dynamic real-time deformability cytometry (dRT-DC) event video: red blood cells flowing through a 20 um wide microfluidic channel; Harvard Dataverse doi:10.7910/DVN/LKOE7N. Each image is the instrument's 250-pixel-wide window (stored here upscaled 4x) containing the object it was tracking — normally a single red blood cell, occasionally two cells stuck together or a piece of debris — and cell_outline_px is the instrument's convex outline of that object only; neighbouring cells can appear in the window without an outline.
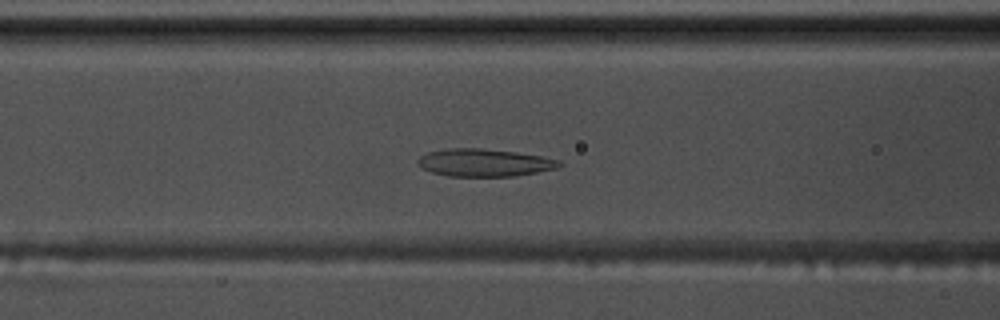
{"species": "common noctule bat (a hibernating species)", "species_latin": "Nyctalus noctula", "temperature_condition": "warm", "stored_images_in_passage": 57, "camera_frame_rate_fps": 3000, "um_per_image_px": 0.085, "animal": {"sex": "male", "body_mass_g": 17.5, "forearm_length_mm": 52.3}, "frame": {"image": 1, "passage_image": 22, "time_ms": 7.0, "image_size_px": [1000, 320], "cell_outline_px": [[564, 164], [556, 168], [536, 172], [512, 176], [448, 176], [432, 172], [420, 168], [416, 164], [416, 160], [420, 156], [428, 152], [448, 148], [480, 148], [516, 152], [540, 156], [560, 160]], "centroid_in_image_um": [41.12, 13.82], "position_along_channel_um": 125.5, "area_um2": 22.77}}
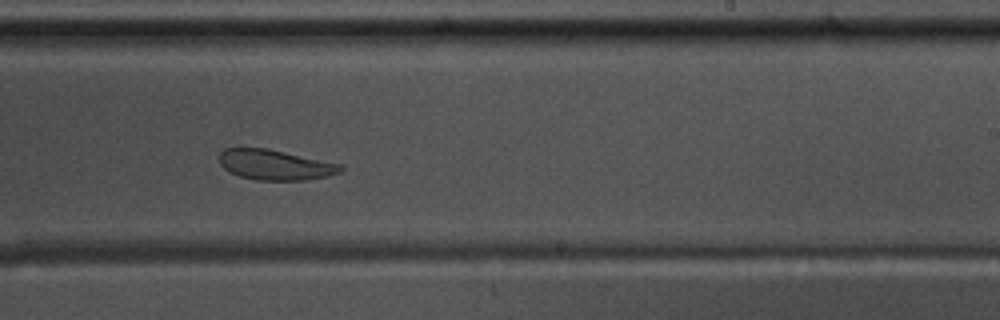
{"frame": {"image": 2, "passage_image": 34, "time_ms": 11.0, "image_size_px": [1000, 320], "cell_outline_px": [[344, 168], [340, 172], [328, 176], [304, 180], [256, 180], [240, 176], [228, 172], [220, 164], [220, 152], [224, 148], [268, 148], [344, 164]], "centroid_in_image_um": [23.41, 14.0], "position_along_channel_um": 265.6, "area_um2": 21.62}}
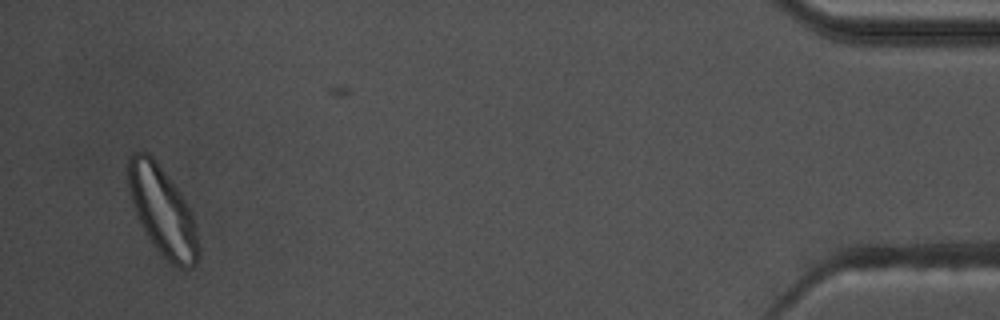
{"frame": {"image": 3, "passage_image": 54, "time_ms": 17.667, "image_size_px": [1000, 320], "cell_outline_px": [[200, 256], [196, 264], [192, 268], [180, 268], [172, 264], [156, 248], [144, 232], [136, 216], [128, 192], [128, 156], [132, 152], [148, 152], [152, 156], [180, 192], [192, 212], [200, 248]], "centroid_in_image_um": [13.8, 17.95], "position_along_channel_um": 421.4, "area_um2": 36.47}, "authors_computed_cell_mechanics": {"area_um2": 25.6054, "velocity_mm_per_s": 3.5148, "shape_relaxation_time_tau1_ms": 9.3255, "shape_relaxation_time_tau2_ms": 1.3239, "deformation_change_tau1": 0.2122, "deformation_change_tau2": 0.0633}}